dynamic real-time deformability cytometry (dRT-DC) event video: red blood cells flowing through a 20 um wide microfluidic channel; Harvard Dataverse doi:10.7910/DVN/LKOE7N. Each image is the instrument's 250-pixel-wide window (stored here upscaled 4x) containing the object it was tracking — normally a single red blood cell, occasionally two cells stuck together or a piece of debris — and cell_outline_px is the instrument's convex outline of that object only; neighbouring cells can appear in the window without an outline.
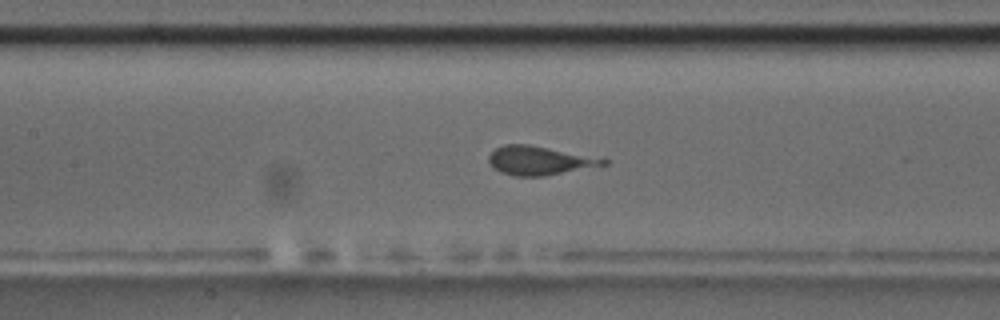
{"species": "common noctule bat (a hibernating species)", "species_latin": "Nyctalus noctula", "temperature_condition": "room temperature", "stored_images_in_passage": 38, "camera_frame_rate_fps": 3000, "um_per_image_px": 0.085, "animal": {"sex": "male", "body_mass_g": 17.5, "forearm_length_mm": 52.3}, "frame": {"image": 1, "passage_image": 8, "time_ms": 2.333, "image_size_px": [1000, 320], "cell_outline_px": [[608, 164], [544, 176], [512, 176], [500, 172], [488, 160], [488, 156], [496, 148], [504, 144], [528, 144], [604, 156], [608, 160]], "centroid_in_image_um": [45.96, 13.62], "position_along_channel_um": 161.4, "area_um2": 19.65}}
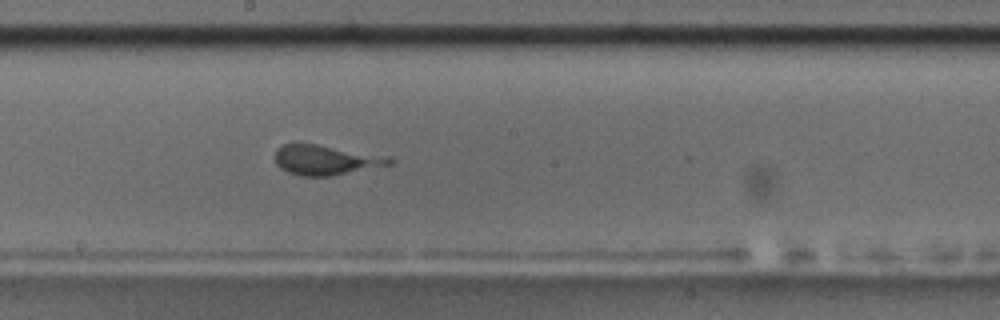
{"frame": {"image": 2, "passage_image": 13, "time_ms": 4.0, "image_size_px": [1000, 320], "cell_outline_px": [[396, 164], [332, 176], [300, 176], [288, 172], [280, 168], [276, 164], [276, 148], [284, 144], [316, 144], [392, 156], [396, 160]], "centroid_in_image_um": [27.8, 13.61], "position_along_channel_um": 220.4, "area_um2": 20.35}}
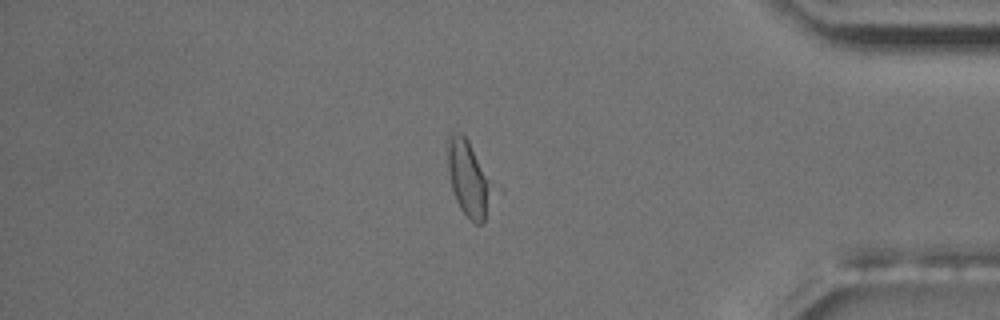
{"frame": {"image": 3, "passage_image": 30, "time_ms": 9.667, "image_size_px": [1000, 320], "cell_outline_px": [[492, 188], [484, 220], [480, 224], [476, 224], [460, 208], [456, 200], [452, 188], [448, 172], [448, 132], [460, 132], [468, 140]], "centroid_in_image_um": [39.75, 15.14], "position_along_channel_um": 395.4, "area_um2": 18.61}}